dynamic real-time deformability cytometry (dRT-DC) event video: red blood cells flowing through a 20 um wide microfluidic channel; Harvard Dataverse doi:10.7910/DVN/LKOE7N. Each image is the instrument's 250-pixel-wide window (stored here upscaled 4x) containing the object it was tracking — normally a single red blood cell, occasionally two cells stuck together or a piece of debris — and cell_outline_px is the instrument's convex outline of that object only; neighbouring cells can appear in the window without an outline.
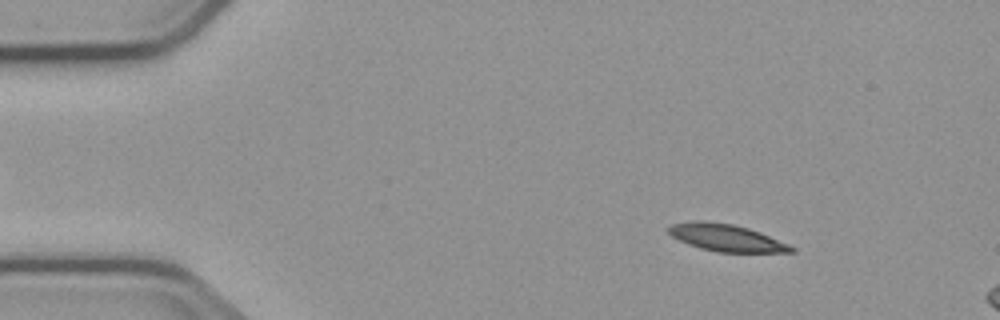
{"species": "common noctule bat (a hibernating species)", "species_latin": "Nyctalus noctula", "temperature_condition": "cold", "stored_images_in_passage": 3, "camera_frame_rate_fps": 3000, "um_per_image_px": 0.085, "animal": {"sex": "male", "body_mass_g": 23.1, "forearm_length_mm": 52.7}, "frame": {"image": 1, "passage_image": 2, "time_ms": 1.667, "image_size_px": [1000, 320], "cell_outline_px": [[796, 252], [716, 252], [700, 248], [688, 244], [672, 236], [668, 232], [668, 228], [672, 224], [696, 220], [704, 220], [732, 224], [748, 228], [760, 232], [788, 244], [796, 248]], "centroid_in_image_um": [61.74, 20.21], "position_along_channel_um": 23.3, "area_um2": 19.31}}